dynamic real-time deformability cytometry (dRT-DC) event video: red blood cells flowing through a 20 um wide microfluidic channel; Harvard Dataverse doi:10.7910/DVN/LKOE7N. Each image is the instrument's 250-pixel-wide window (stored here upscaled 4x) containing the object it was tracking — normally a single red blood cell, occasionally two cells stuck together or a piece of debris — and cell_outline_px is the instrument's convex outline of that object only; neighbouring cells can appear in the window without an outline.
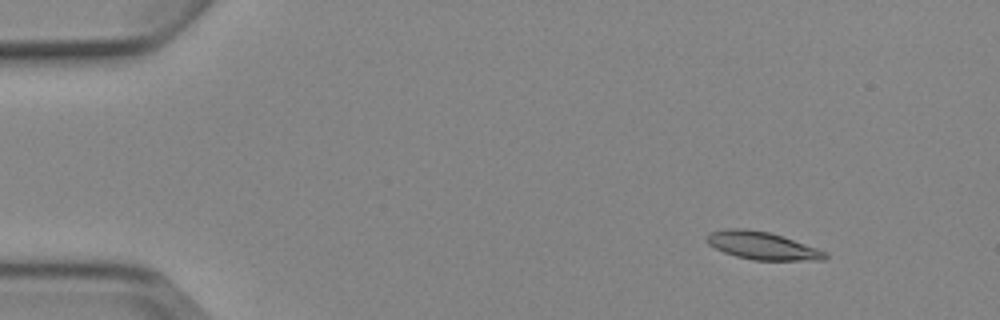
{"species": "Egyptian fruit bat (a non-hibernating species)", "species_latin": "Rousettus aegyptiacus", "temperature_condition": "cold", "stored_images_in_passage": 5, "camera_frame_rate_fps": 3000, "um_per_image_px": 0.085, "animal": {"sex": "female"}, "frame": {"image": 1, "passage_image": 2, "time_ms": 1.0, "image_size_px": [1000, 320], "cell_outline_px": [[828, 256], [824, 260], [752, 260], [736, 256], [724, 252], [708, 244], [704, 236], [708, 232], [724, 228], [744, 228], [768, 232], [828, 252]], "centroid_in_image_um": [64.73, 20.87], "position_along_channel_um": 20.3, "area_um2": 19.07}}
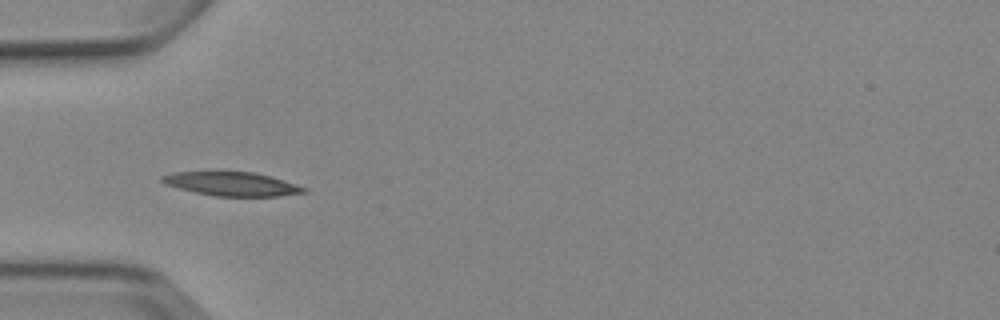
{"frame": {"image": 2, "passage_image": 5, "time_ms": 4.667, "image_size_px": [1000, 320], "cell_outline_px": [[308, 192], [280, 196], [216, 196], [196, 192], [164, 184], [160, 180], [160, 176], [176, 172], [252, 172], [272, 176], [308, 188]], "centroid_in_image_um": [19.75, 15.63], "position_along_channel_um": 65.2, "area_um2": 19.59}}